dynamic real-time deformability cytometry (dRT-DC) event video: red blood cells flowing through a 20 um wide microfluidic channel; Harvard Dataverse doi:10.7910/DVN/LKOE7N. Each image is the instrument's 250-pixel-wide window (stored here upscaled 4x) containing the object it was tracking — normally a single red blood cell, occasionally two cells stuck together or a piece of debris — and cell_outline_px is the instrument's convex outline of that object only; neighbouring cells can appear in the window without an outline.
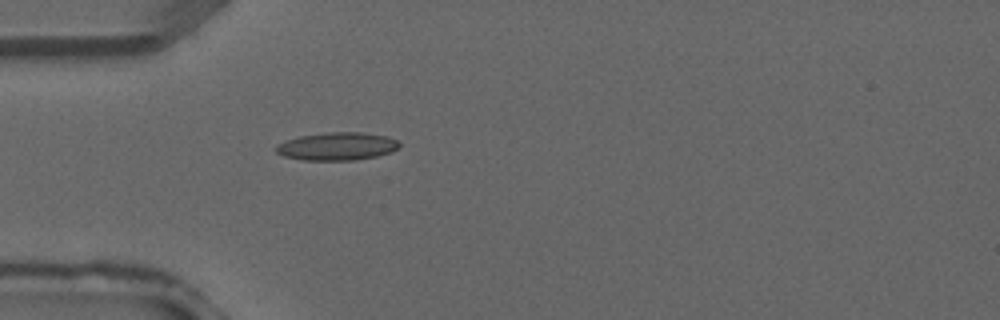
{"species": "common noctule bat (a hibernating species)", "species_latin": "Nyctalus noctula", "temperature_condition": "warm", "stored_images_in_passage": 1, "camera_frame_rate_fps": 3000, "um_per_image_px": 0.085, "animal": {"sex": "male", "forearm_length_mm": 52.5}, "frame": {"image": 1, "passage_image": 1, "time_ms": 0.0, "image_size_px": [1000, 320], "cell_outline_px": [[400, 148], [392, 152], [376, 156], [356, 160], [300, 160], [284, 156], [276, 152], [276, 144], [300, 136], [328, 132], [360, 132], [388, 136], [396, 140], [400, 144]], "centroid_in_image_um": [28.68, 12.44], "position_along_channel_um": 56.3, "area_um2": 20.11}}